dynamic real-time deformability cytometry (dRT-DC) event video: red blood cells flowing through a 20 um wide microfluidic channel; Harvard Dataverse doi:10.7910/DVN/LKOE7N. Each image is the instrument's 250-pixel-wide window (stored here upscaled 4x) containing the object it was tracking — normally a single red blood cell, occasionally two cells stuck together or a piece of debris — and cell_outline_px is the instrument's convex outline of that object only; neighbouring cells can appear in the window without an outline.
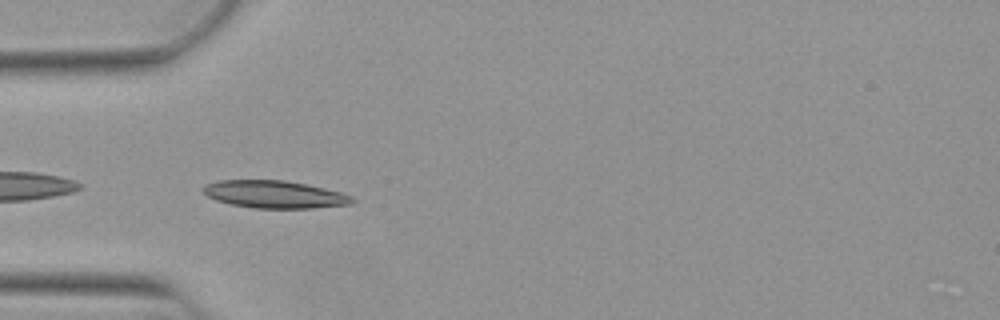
{"species": "Egyptian fruit bat (a non-hibernating species)", "species_latin": "Rousettus aegyptiacus", "temperature_condition": "warm", "stored_images_in_passage": 37, "camera_frame_rate_fps": 3000, "um_per_image_px": 0.085, "animal": {"sex": "female"}, "frame": {"image": 1, "passage_image": 1, "time_ms": 0.0, "image_size_px": [1000, 320], "cell_outline_px": [[356, 200], [352, 204], [312, 208], [256, 208], [232, 204], [216, 200], [208, 196], [200, 188], [204, 184], [220, 180], [284, 180], [324, 188], [340, 192], [352, 196]], "centroid_in_image_um": [23.33, 16.52], "position_along_channel_um": 61.7, "area_um2": 23.81}}
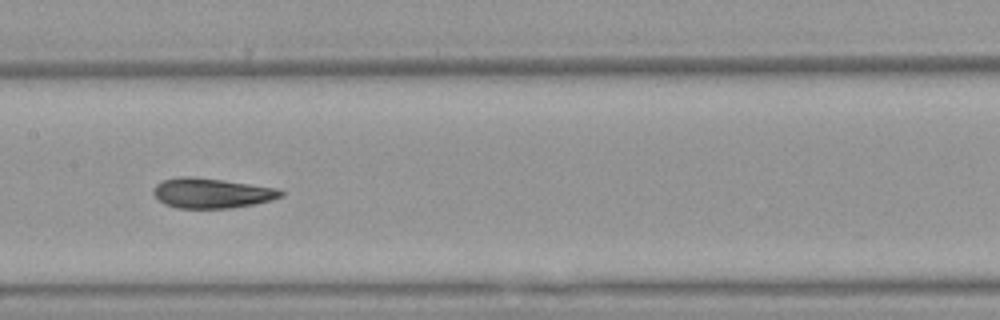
{"frame": {"image": 2, "passage_image": 11, "time_ms": 3.333, "image_size_px": [1000, 320], "cell_outline_px": [[284, 196], [272, 200], [232, 208], [176, 208], [164, 204], [152, 192], [152, 188], [156, 184], [164, 180], [176, 176], [192, 176], [224, 180], [280, 188], [284, 192]], "centroid_in_image_um": [18.01, 16.4], "position_along_channel_um": 189.4, "area_um2": 22.54}}
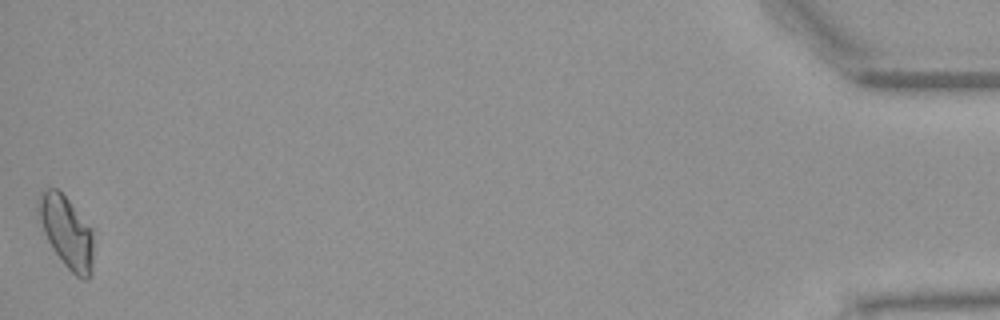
{"frame": {"image": 3, "passage_image": 37, "time_ms": 12.0, "image_size_px": [1000, 320], "cell_outline_px": [[92, 272], [88, 280], [84, 280], [76, 276], [64, 264], [52, 248], [48, 240], [40, 220], [36, 208], [36, 200], [40, 192], [44, 188], [56, 188], [68, 200], [92, 228]], "centroid_in_image_um": [5.64, 19.7], "position_along_channel_um": 429.6, "area_um2": 22.89}, "authors_computed_cell_mechanics": {"area_um2": 22.4264, "velocity_mm_per_s": 3.8931, "shape_relaxation_time_tau1_ms": 5.5147, "shape_relaxation_time_tau2_ms": 1.3998, "deformation_change_tau1": 0.1738, "deformation_change_tau2": 0.0695}}